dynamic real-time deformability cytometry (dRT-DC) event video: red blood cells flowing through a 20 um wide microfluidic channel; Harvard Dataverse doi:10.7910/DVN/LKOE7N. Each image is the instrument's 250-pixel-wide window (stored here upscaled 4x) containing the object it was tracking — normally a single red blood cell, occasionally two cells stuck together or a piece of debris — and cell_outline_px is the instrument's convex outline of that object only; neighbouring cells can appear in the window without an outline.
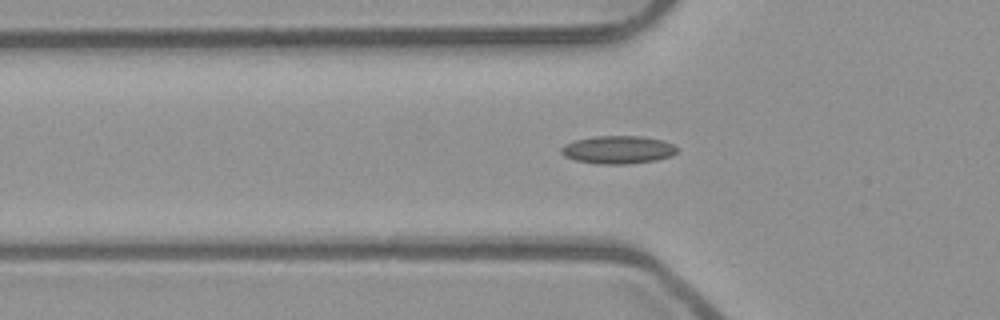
{"species": "common noctule bat (a hibernating species)", "species_latin": "Nyctalus noctula", "temperature_condition": "room temperature", "stored_images_in_passage": 43, "camera_frame_rate_fps": 3000, "um_per_image_px": 0.085, "animal": {"sex": "male", "body_mass_g": 23.1, "forearm_length_mm": 52.7}, "frame": {"image": 1, "passage_image": 7, "time_ms": 2.0, "image_size_px": [1000, 320], "cell_outline_px": [[676, 152], [672, 156], [656, 160], [628, 164], [596, 164], [576, 160], [564, 156], [560, 152], [560, 148], [564, 144], [572, 140], [596, 136], [640, 136], [660, 140], [672, 144], [676, 148]], "centroid_in_image_um": [52.47, 12.73], "position_along_channel_um": 73.3, "area_um2": 18.9}}
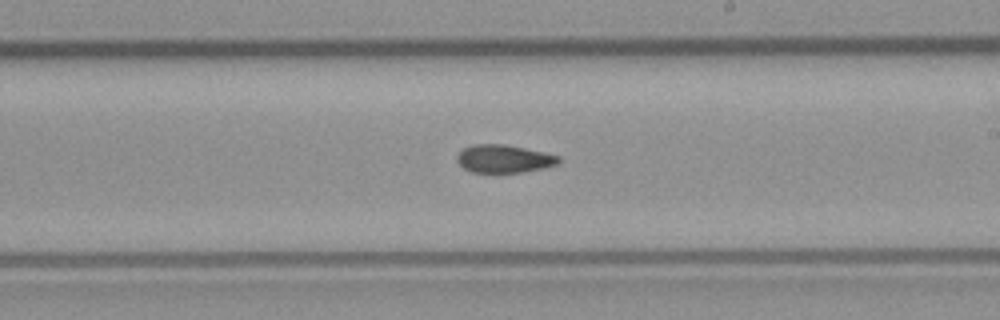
{"frame": {"image": 2, "passage_image": 20, "time_ms": 6.333, "image_size_px": [1000, 320], "cell_outline_px": [[560, 160], [556, 164], [540, 168], [520, 172], [472, 172], [464, 168], [456, 160], [456, 156], [464, 148], [472, 144], [504, 144], [544, 152], [560, 156]], "centroid_in_image_um": [42.8, 13.48], "position_along_channel_um": 246.2, "area_um2": 16.3}}
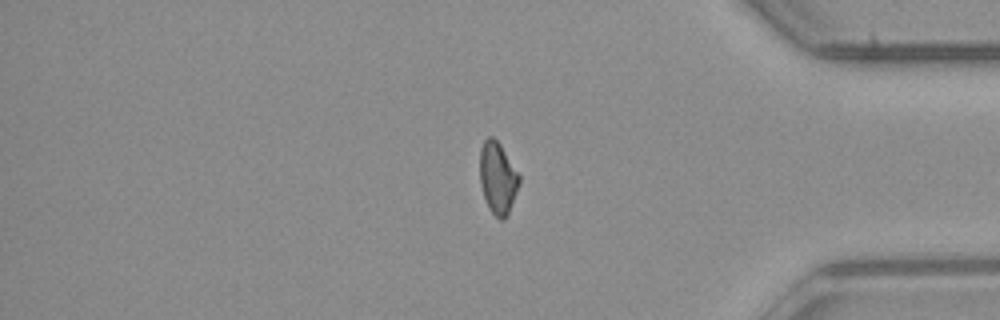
{"frame": {"image": 3, "passage_image": 33, "time_ms": 10.667, "image_size_px": [1000, 320], "cell_outline_px": [[520, 180], [508, 216], [504, 220], [500, 220], [488, 208], [480, 184], [480, 148], [484, 140], [488, 136], [492, 136], [500, 144], [520, 176]], "centroid_in_image_um": [42.29, 15.14], "position_along_channel_um": 392.9, "area_um2": 16.42}, "authors_computed_cell_mechanics": {"area_um2": 16.6464, "velocity_mm_per_s": 3.9583, "shape_relaxation_time_tau1_ms": null, "shape_relaxation_time_tau2_ms": 4.2067, "deformation_change_tau1": null, "deformation_change_tau2": 0.1099}}